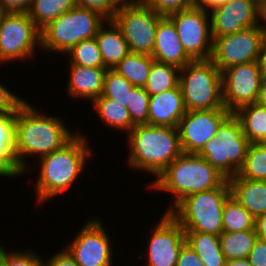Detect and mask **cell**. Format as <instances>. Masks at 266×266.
Returning <instances> with one entry per match:
<instances>
[{"mask_svg": "<svg viewBox=\"0 0 266 266\" xmlns=\"http://www.w3.org/2000/svg\"><path fill=\"white\" fill-rule=\"evenodd\" d=\"M102 123L114 131L120 130L126 134L135 126L132 123L130 112L123 104L103 96H99L91 102ZM117 129V130H116Z\"/></svg>", "mask_w": 266, "mask_h": 266, "instance_id": "24", "label": "cell"}, {"mask_svg": "<svg viewBox=\"0 0 266 266\" xmlns=\"http://www.w3.org/2000/svg\"><path fill=\"white\" fill-rule=\"evenodd\" d=\"M183 49L192 60L211 59L213 40L209 12L196 6L168 15Z\"/></svg>", "mask_w": 266, "mask_h": 266, "instance_id": "11", "label": "cell"}, {"mask_svg": "<svg viewBox=\"0 0 266 266\" xmlns=\"http://www.w3.org/2000/svg\"><path fill=\"white\" fill-rule=\"evenodd\" d=\"M231 114L227 109L187 111L177 125L183 153L198 154Z\"/></svg>", "mask_w": 266, "mask_h": 266, "instance_id": "15", "label": "cell"}, {"mask_svg": "<svg viewBox=\"0 0 266 266\" xmlns=\"http://www.w3.org/2000/svg\"><path fill=\"white\" fill-rule=\"evenodd\" d=\"M255 231L258 238L266 240V213L255 218Z\"/></svg>", "mask_w": 266, "mask_h": 266, "instance_id": "45", "label": "cell"}, {"mask_svg": "<svg viewBox=\"0 0 266 266\" xmlns=\"http://www.w3.org/2000/svg\"><path fill=\"white\" fill-rule=\"evenodd\" d=\"M65 247L79 266H113L114 246L100 219H88Z\"/></svg>", "mask_w": 266, "mask_h": 266, "instance_id": "13", "label": "cell"}, {"mask_svg": "<svg viewBox=\"0 0 266 266\" xmlns=\"http://www.w3.org/2000/svg\"><path fill=\"white\" fill-rule=\"evenodd\" d=\"M260 65L263 71L266 72V33H264L261 43Z\"/></svg>", "mask_w": 266, "mask_h": 266, "instance_id": "47", "label": "cell"}, {"mask_svg": "<svg viewBox=\"0 0 266 266\" xmlns=\"http://www.w3.org/2000/svg\"><path fill=\"white\" fill-rule=\"evenodd\" d=\"M67 54L69 56H67ZM66 56L73 65L104 68L101 52L94 38L82 40L71 48Z\"/></svg>", "mask_w": 266, "mask_h": 266, "instance_id": "33", "label": "cell"}, {"mask_svg": "<svg viewBox=\"0 0 266 266\" xmlns=\"http://www.w3.org/2000/svg\"><path fill=\"white\" fill-rule=\"evenodd\" d=\"M43 266H79L74 260L73 256L64 247L62 250L56 252L49 259H43Z\"/></svg>", "mask_w": 266, "mask_h": 266, "instance_id": "42", "label": "cell"}, {"mask_svg": "<svg viewBox=\"0 0 266 266\" xmlns=\"http://www.w3.org/2000/svg\"><path fill=\"white\" fill-rule=\"evenodd\" d=\"M134 86L114 69H107L101 96L113 99L127 107L129 92Z\"/></svg>", "mask_w": 266, "mask_h": 266, "instance_id": "34", "label": "cell"}, {"mask_svg": "<svg viewBox=\"0 0 266 266\" xmlns=\"http://www.w3.org/2000/svg\"><path fill=\"white\" fill-rule=\"evenodd\" d=\"M75 6V0H32L27 14L41 31L50 22Z\"/></svg>", "mask_w": 266, "mask_h": 266, "instance_id": "28", "label": "cell"}, {"mask_svg": "<svg viewBox=\"0 0 266 266\" xmlns=\"http://www.w3.org/2000/svg\"><path fill=\"white\" fill-rule=\"evenodd\" d=\"M229 0H193V6H196L200 9L211 11Z\"/></svg>", "mask_w": 266, "mask_h": 266, "instance_id": "44", "label": "cell"}, {"mask_svg": "<svg viewBox=\"0 0 266 266\" xmlns=\"http://www.w3.org/2000/svg\"><path fill=\"white\" fill-rule=\"evenodd\" d=\"M263 36L259 25L220 36L213 40L211 60L221 72L234 65L260 61Z\"/></svg>", "mask_w": 266, "mask_h": 266, "instance_id": "14", "label": "cell"}, {"mask_svg": "<svg viewBox=\"0 0 266 266\" xmlns=\"http://www.w3.org/2000/svg\"><path fill=\"white\" fill-rule=\"evenodd\" d=\"M257 238L255 230L222 232L219 240L226 261L247 258Z\"/></svg>", "mask_w": 266, "mask_h": 266, "instance_id": "29", "label": "cell"}, {"mask_svg": "<svg viewBox=\"0 0 266 266\" xmlns=\"http://www.w3.org/2000/svg\"><path fill=\"white\" fill-rule=\"evenodd\" d=\"M69 64L68 95L91 102L101 96L107 69Z\"/></svg>", "mask_w": 266, "mask_h": 266, "instance_id": "20", "label": "cell"}, {"mask_svg": "<svg viewBox=\"0 0 266 266\" xmlns=\"http://www.w3.org/2000/svg\"><path fill=\"white\" fill-rule=\"evenodd\" d=\"M37 46L41 31L27 12H0V64L32 60Z\"/></svg>", "mask_w": 266, "mask_h": 266, "instance_id": "9", "label": "cell"}, {"mask_svg": "<svg viewBox=\"0 0 266 266\" xmlns=\"http://www.w3.org/2000/svg\"><path fill=\"white\" fill-rule=\"evenodd\" d=\"M162 17L147 5H133L120 6L112 20L121 30L130 52L151 56Z\"/></svg>", "mask_w": 266, "mask_h": 266, "instance_id": "10", "label": "cell"}, {"mask_svg": "<svg viewBox=\"0 0 266 266\" xmlns=\"http://www.w3.org/2000/svg\"><path fill=\"white\" fill-rule=\"evenodd\" d=\"M180 68L159 62H154L149 72L145 91L156 95L179 86Z\"/></svg>", "mask_w": 266, "mask_h": 266, "instance_id": "30", "label": "cell"}, {"mask_svg": "<svg viewBox=\"0 0 266 266\" xmlns=\"http://www.w3.org/2000/svg\"><path fill=\"white\" fill-rule=\"evenodd\" d=\"M0 176L1 177H9L11 178V176L0 166Z\"/></svg>", "mask_w": 266, "mask_h": 266, "instance_id": "51", "label": "cell"}, {"mask_svg": "<svg viewBox=\"0 0 266 266\" xmlns=\"http://www.w3.org/2000/svg\"><path fill=\"white\" fill-rule=\"evenodd\" d=\"M249 146L239 119L232 113L198 155L229 179L236 176L242 167Z\"/></svg>", "mask_w": 266, "mask_h": 266, "instance_id": "8", "label": "cell"}, {"mask_svg": "<svg viewBox=\"0 0 266 266\" xmlns=\"http://www.w3.org/2000/svg\"><path fill=\"white\" fill-rule=\"evenodd\" d=\"M223 232L255 230V218L231 195L222 210Z\"/></svg>", "mask_w": 266, "mask_h": 266, "instance_id": "31", "label": "cell"}, {"mask_svg": "<svg viewBox=\"0 0 266 266\" xmlns=\"http://www.w3.org/2000/svg\"><path fill=\"white\" fill-rule=\"evenodd\" d=\"M32 0H0V12H27Z\"/></svg>", "mask_w": 266, "mask_h": 266, "instance_id": "43", "label": "cell"}, {"mask_svg": "<svg viewBox=\"0 0 266 266\" xmlns=\"http://www.w3.org/2000/svg\"><path fill=\"white\" fill-rule=\"evenodd\" d=\"M227 178L198 154L182 153L158 177L149 182L151 190L173 194L170 213L184 198L220 187Z\"/></svg>", "mask_w": 266, "mask_h": 266, "instance_id": "3", "label": "cell"}, {"mask_svg": "<svg viewBox=\"0 0 266 266\" xmlns=\"http://www.w3.org/2000/svg\"><path fill=\"white\" fill-rule=\"evenodd\" d=\"M187 112L180 86L150 96L148 125L177 127Z\"/></svg>", "mask_w": 266, "mask_h": 266, "instance_id": "19", "label": "cell"}, {"mask_svg": "<svg viewBox=\"0 0 266 266\" xmlns=\"http://www.w3.org/2000/svg\"><path fill=\"white\" fill-rule=\"evenodd\" d=\"M154 62L155 60L150 55L130 52L115 66L114 70L134 87L144 88Z\"/></svg>", "mask_w": 266, "mask_h": 266, "instance_id": "27", "label": "cell"}, {"mask_svg": "<svg viewBox=\"0 0 266 266\" xmlns=\"http://www.w3.org/2000/svg\"><path fill=\"white\" fill-rule=\"evenodd\" d=\"M0 83V113L12 114L25 101Z\"/></svg>", "mask_w": 266, "mask_h": 266, "instance_id": "39", "label": "cell"}, {"mask_svg": "<svg viewBox=\"0 0 266 266\" xmlns=\"http://www.w3.org/2000/svg\"><path fill=\"white\" fill-rule=\"evenodd\" d=\"M240 121L250 144L266 143V108L258 103L239 108L233 113Z\"/></svg>", "mask_w": 266, "mask_h": 266, "instance_id": "23", "label": "cell"}, {"mask_svg": "<svg viewBox=\"0 0 266 266\" xmlns=\"http://www.w3.org/2000/svg\"><path fill=\"white\" fill-rule=\"evenodd\" d=\"M234 177L266 181V143L250 144L244 163Z\"/></svg>", "mask_w": 266, "mask_h": 266, "instance_id": "32", "label": "cell"}, {"mask_svg": "<svg viewBox=\"0 0 266 266\" xmlns=\"http://www.w3.org/2000/svg\"><path fill=\"white\" fill-rule=\"evenodd\" d=\"M75 4L99 13L106 20H112L119 8L116 0H75Z\"/></svg>", "mask_w": 266, "mask_h": 266, "instance_id": "37", "label": "cell"}, {"mask_svg": "<svg viewBox=\"0 0 266 266\" xmlns=\"http://www.w3.org/2000/svg\"><path fill=\"white\" fill-rule=\"evenodd\" d=\"M146 5L162 16L187 9L193 0H147Z\"/></svg>", "mask_w": 266, "mask_h": 266, "instance_id": "38", "label": "cell"}, {"mask_svg": "<svg viewBox=\"0 0 266 266\" xmlns=\"http://www.w3.org/2000/svg\"><path fill=\"white\" fill-rule=\"evenodd\" d=\"M105 21L99 13L76 5L41 30V50L66 54L82 40L94 38Z\"/></svg>", "mask_w": 266, "mask_h": 266, "instance_id": "6", "label": "cell"}, {"mask_svg": "<svg viewBox=\"0 0 266 266\" xmlns=\"http://www.w3.org/2000/svg\"><path fill=\"white\" fill-rule=\"evenodd\" d=\"M253 3H255L259 8L266 3V0H251Z\"/></svg>", "mask_w": 266, "mask_h": 266, "instance_id": "52", "label": "cell"}, {"mask_svg": "<svg viewBox=\"0 0 266 266\" xmlns=\"http://www.w3.org/2000/svg\"><path fill=\"white\" fill-rule=\"evenodd\" d=\"M14 114V157L20 169V176L32 169L28 167L29 157L37 156L40 159L59 150L77 134L71 132V128L58 116L41 112L26 99Z\"/></svg>", "mask_w": 266, "mask_h": 266, "instance_id": "1", "label": "cell"}, {"mask_svg": "<svg viewBox=\"0 0 266 266\" xmlns=\"http://www.w3.org/2000/svg\"><path fill=\"white\" fill-rule=\"evenodd\" d=\"M186 243L198 254L204 266H224L226 259L219 236L201 232H185Z\"/></svg>", "mask_w": 266, "mask_h": 266, "instance_id": "25", "label": "cell"}, {"mask_svg": "<svg viewBox=\"0 0 266 266\" xmlns=\"http://www.w3.org/2000/svg\"><path fill=\"white\" fill-rule=\"evenodd\" d=\"M224 266H251L248 258L227 260Z\"/></svg>", "mask_w": 266, "mask_h": 266, "instance_id": "48", "label": "cell"}, {"mask_svg": "<svg viewBox=\"0 0 266 266\" xmlns=\"http://www.w3.org/2000/svg\"><path fill=\"white\" fill-rule=\"evenodd\" d=\"M228 182L231 196L254 218L266 213V181L231 177Z\"/></svg>", "mask_w": 266, "mask_h": 266, "instance_id": "22", "label": "cell"}, {"mask_svg": "<svg viewBox=\"0 0 266 266\" xmlns=\"http://www.w3.org/2000/svg\"><path fill=\"white\" fill-rule=\"evenodd\" d=\"M127 134L128 166L156 178L183 153L177 127L136 125Z\"/></svg>", "mask_w": 266, "mask_h": 266, "instance_id": "4", "label": "cell"}, {"mask_svg": "<svg viewBox=\"0 0 266 266\" xmlns=\"http://www.w3.org/2000/svg\"><path fill=\"white\" fill-rule=\"evenodd\" d=\"M230 195V184L227 179L220 187L184 198L169 214L185 232L219 236L223 232L222 210Z\"/></svg>", "mask_w": 266, "mask_h": 266, "instance_id": "5", "label": "cell"}, {"mask_svg": "<svg viewBox=\"0 0 266 266\" xmlns=\"http://www.w3.org/2000/svg\"><path fill=\"white\" fill-rule=\"evenodd\" d=\"M149 98L150 95L141 87H133L129 92L127 109L135 126L148 124Z\"/></svg>", "mask_w": 266, "mask_h": 266, "instance_id": "35", "label": "cell"}, {"mask_svg": "<svg viewBox=\"0 0 266 266\" xmlns=\"http://www.w3.org/2000/svg\"><path fill=\"white\" fill-rule=\"evenodd\" d=\"M259 26L261 27V29L263 30L264 33H266V3H264L261 7H260V11H259ZM264 22L262 23L261 22Z\"/></svg>", "mask_w": 266, "mask_h": 266, "instance_id": "49", "label": "cell"}, {"mask_svg": "<svg viewBox=\"0 0 266 266\" xmlns=\"http://www.w3.org/2000/svg\"><path fill=\"white\" fill-rule=\"evenodd\" d=\"M93 150L87 137L77 133L61 149L40 158V164L37 163L40 171L34 185L38 205L69 189L83 173L89 157L93 158Z\"/></svg>", "mask_w": 266, "mask_h": 266, "instance_id": "2", "label": "cell"}, {"mask_svg": "<svg viewBox=\"0 0 266 266\" xmlns=\"http://www.w3.org/2000/svg\"><path fill=\"white\" fill-rule=\"evenodd\" d=\"M118 6L146 5L147 0H116Z\"/></svg>", "mask_w": 266, "mask_h": 266, "instance_id": "50", "label": "cell"}, {"mask_svg": "<svg viewBox=\"0 0 266 266\" xmlns=\"http://www.w3.org/2000/svg\"><path fill=\"white\" fill-rule=\"evenodd\" d=\"M95 40L101 52L104 68L106 69H114L130 53L121 30L113 20H106L100 26Z\"/></svg>", "mask_w": 266, "mask_h": 266, "instance_id": "21", "label": "cell"}, {"mask_svg": "<svg viewBox=\"0 0 266 266\" xmlns=\"http://www.w3.org/2000/svg\"><path fill=\"white\" fill-rule=\"evenodd\" d=\"M15 114L0 113V166L11 176L18 178L20 169L14 157Z\"/></svg>", "mask_w": 266, "mask_h": 266, "instance_id": "26", "label": "cell"}, {"mask_svg": "<svg viewBox=\"0 0 266 266\" xmlns=\"http://www.w3.org/2000/svg\"><path fill=\"white\" fill-rule=\"evenodd\" d=\"M247 258L251 266H266V240L257 238Z\"/></svg>", "mask_w": 266, "mask_h": 266, "instance_id": "40", "label": "cell"}, {"mask_svg": "<svg viewBox=\"0 0 266 266\" xmlns=\"http://www.w3.org/2000/svg\"><path fill=\"white\" fill-rule=\"evenodd\" d=\"M151 56L156 62L174 65L180 69L192 61L183 49L175 25L168 16H163L158 22Z\"/></svg>", "mask_w": 266, "mask_h": 266, "instance_id": "18", "label": "cell"}, {"mask_svg": "<svg viewBox=\"0 0 266 266\" xmlns=\"http://www.w3.org/2000/svg\"><path fill=\"white\" fill-rule=\"evenodd\" d=\"M257 103L266 108V72L263 73Z\"/></svg>", "mask_w": 266, "mask_h": 266, "instance_id": "46", "label": "cell"}, {"mask_svg": "<svg viewBox=\"0 0 266 266\" xmlns=\"http://www.w3.org/2000/svg\"><path fill=\"white\" fill-rule=\"evenodd\" d=\"M259 11L251 0H229L209 11L212 40L259 25Z\"/></svg>", "mask_w": 266, "mask_h": 266, "instance_id": "17", "label": "cell"}, {"mask_svg": "<svg viewBox=\"0 0 266 266\" xmlns=\"http://www.w3.org/2000/svg\"><path fill=\"white\" fill-rule=\"evenodd\" d=\"M179 86L187 111L226 109L222 72L211 59L192 60L180 69Z\"/></svg>", "mask_w": 266, "mask_h": 266, "instance_id": "7", "label": "cell"}, {"mask_svg": "<svg viewBox=\"0 0 266 266\" xmlns=\"http://www.w3.org/2000/svg\"><path fill=\"white\" fill-rule=\"evenodd\" d=\"M263 69L260 61L238 64L222 71V100L231 113L257 103Z\"/></svg>", "mask_w": 266, "mask_h": 266, "instance_id": "12", "label": "cell"}, {"mask_svg": "<svg viewBox=\"0 0 266 266\" xmlns=\"http://www.w3.org/2000/svg\"><path fill=\"white\" fill-rule=\"evenodd\" d=\"M154 224L144 253L147 266H175L182 246L186 243L185 231L169 214L164 212ZM146 255V257H145Z\"/></svg>", "mask_w": 266, "mask_h": 266, "instance_id": "16", "label": "cell"}, {"mask_svg": "<svg viewBox=\"0 0 266 266\" xmlns=\"http://www.w3.org/2000/svg\"><path fill=\"white\" fill-rule=\"evenodd\" d=\"M175 266H204L198 254L185 243L179 253Z\"/></svg>", "mask_w": 266, "mask_h": 266, "instance_id": "41", "label": "cell"}, {"mask_svg": "<svg viewBox=\"0 0 266 266\" xmlns=\"http://www.w3.org/2000/svg\"><path fill=\"white\" fill-rule=\"evenodd\" d=\"M3 246L0 245V266H43V258L36 251H8Z\"/></svg>", "mask_w": 266, "mask_h": 266, "instance_id": "36", "label": "cell"}]
</instances>
